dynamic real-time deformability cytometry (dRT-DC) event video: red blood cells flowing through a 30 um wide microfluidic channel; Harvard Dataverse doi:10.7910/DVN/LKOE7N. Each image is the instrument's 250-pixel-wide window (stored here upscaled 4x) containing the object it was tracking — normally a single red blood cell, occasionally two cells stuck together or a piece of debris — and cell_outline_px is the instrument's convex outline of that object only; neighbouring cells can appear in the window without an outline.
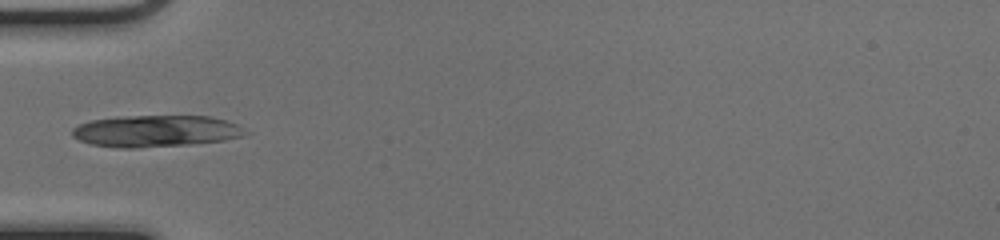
{"species": "common noctule bat (a hibernating species)", "species_latin": "Nyctalus noctula", "temperature_condition": "cold", "stored_images_in_passage": 30, "camera_frame_rate_fps": 3000, "um_per_image_px": 0.085, "animal": {"sex": "female", "body_mass_g": 17.0, "forearm_length_mm": 48.0}, "frame": {"image": 1, "passage_image": 1, "time_ms": 0.0, "image_size_px": [1000, 240], "cell_outline_px": [[252, 132], [244, 136], [224, 140], [188, 144], [136, 148], [120, 148], [92, 144], [80, 140], [72, 136], [72, 128], [80, 124], [92, 120], [120, 116], [212, 116], [236, 124]], "centroid_in_image_um": [13.28, 11.14], "position_along_channel_um": 71.7, "area_um2": 31.96}}
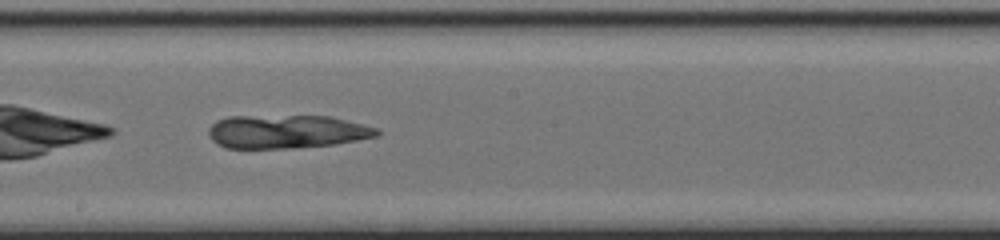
{"frame": {"image": 2, "passage_image": 12, "time_ms": 3.667, "image_size_px": [1000, 240], "cell_outline_px": [[380, 132], [376, 136], [336, 144], [292, 148], [224, 148], [216, 144], [208, 136], [208, 128], [216, 120], [228, 116], [328, 116], [364, 124], [376, 128]], "centroid_in_image_um": [24.3, 11.19], "position_along_channel_um": 223.9, "area_um2": 32.89}}
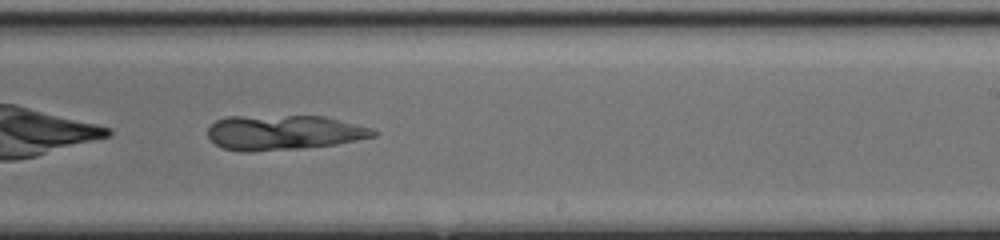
{"frame": {"image": 3, "passage_image": 15, "time_ms": 4.667, "image_size_px": [1000, 240], "cell_outline_px": [[376, 136], [336, 144], [304, 148], [252, 152], [240, 152], [224, 148], [216, 144], [208, 136], [208, 128], [216, 120], [224, 116], [324, 116], [372, 128], [376, 132]], "centroid_in_image_um": [24.08, 11.27], "position_along_channel_um": 264.9, "area_um2": 33.76}}